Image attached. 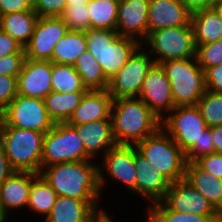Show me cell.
<instances>
[{
    "mask_svg": "<svg viewBox=\"0 0 222 222\" xmlns=\"http://www.w3.org/2000/svg\"><path fill=\"white\" fill-rule=\"evenodd\" d=\"M195 58L203 71L222 64V39L207 44L196 45Z\"/></svg>",
    "mask_w": 222,
    "mask_h": 222,
    "instance_id": "cell-36",
    "label": "cell"
},
{
    "mask_svg": "<svg viewBox=\"0 0 222 222\" xmlns=\"http://www.w3.org/2000/svg\"><path fill=\"white\" fill-rule=\"evenodd\" d=\"M191 25L196 45L222 39V19L212 7L191 13Z\"/></svg>",
    "mask_w": 222,
    "mask_h": 222,
    "instance_id": "cell-25",
    "label": "cell"
},
{
    "mask_svg": "<svg viewBox=\"0 0 222 222\" xmlns=\"http://www.w3.org/2000/svg\"><path fill=\"white\" fill-rule=\"evenodd\" d=\"M85 51H87L85 32L68 30L55 44L51 62L74 66L77 58Z\"/></svg>",
    "mask_w": 222,
    "mask_h": 222,
    "instance_id": "cell-27",
    "label": "cell"
},
{
    "mask_svg": "<svg viewBox=\"0 0 222 222\" xmlns=\"http://www.w3.org/2000/svg\"><path fill=\"white\" fill-rule=\"evenodd\" d=\"M14 172L9 164L3 146L0 144V186Z\"/></svg>",
    "mask_w": 222,
    "mask_h": 222,
    "instance_id": "cell-45",
    "label": "cell"
},
{
    "mask_svg": "<svg viewBox=\"0 0 222 222\" xmlns=\"http://www.w3.org/2000/svg\"><path fill=\"white\" fill-rule=\"evenodd\" d=\"M186 8L194 13L198 10H203L206 8H211L216 0H180Z\"/></svg>",
    "mask_w": 222,
    "mask_h": 222,
    "instance_id": "cell-46",
    "label": "cell"
},
{
    "mask_svg": "<svg viewBox=\"0 0 222 222\" xmlns=\"http://www.w3.org/2000/svg\"><path fill=\"white\" fill-rule=\"evenodd\" d=\"M161 128L185 153L208 128L196 105L176 106L161 120Z\"/></svg>",
    "mask_w": 222,
    "mask_h": 222,
    "instance_id": "cell-10",
    "label": "cell"
},
{
    "mask_svg": "<svg viewBox=\"0 0 222 222\" xmlns=\"http://www.w3.org/2000/svg\"><path fill=\"white\" fill-rule=\"evenodd\" d=\"M169 80L174 105H196L207 91L205 74L196 58L167 60L160 63Z\"/></svg>",
    "mask_w": 222,
    "mask_h": 222,
    "instance_id": "cell-6",
    "label": "cell"
},
{
    "mask_svg": "<svg viewBox=\"0 0 222 222\" xmlns=\"http://www.w3.org/2000/svg\"><path fill=\"white\" fill-rule=\"evenodd\" d=\"M89 160L66 162L45 167L40 174L58 196L78 200H99L106 182L100 166Z\"/></svg>",
    "mask_w": 222,
    "mask_h": 222,
    "instance_id": "cell-1",
    "label": "cell"
},
{
    "mask_svg": "<svg viewBox=\"0 0 222 222\" xmlns=\"http://www.w3.org/2000/svg\"><path fill=\"white\" fill-rule=\"evenodd\" d=\"M51 74L52 91L60 93L88 91L83 86L81 76L72 65L52 63Z\"/></svg>",
    "mask_w": 222,
    "mask_h": 222,
    "instance_id": "cell-33",
    "label": "cell"
},
{
    "mask_svg": "<svg viewBox=\"0 0 222 222\" xmlns=\"http://www.w3.org/2000/svg\"><path fill=\"white\" fill-rule=\"evenodd\" d=\"M149 0H119L116 32L140 43L148 36Z\"/></svg>",
    "mask_w": 222,
    "mask_h": 222,
    "instance_id": "cell-16",
    "label": "cell"
},
{
    "mask_svg": "<svg viewBox=\"0 0 222 222\" xmlns=\"http://www.w3.org/2000/svg\"><path fill=\"white\" fill-rule=\"evenodd\" d=\"M89 0H67V5H87Z\"/></svg>",
    "mask_w": 222,
    "mask_h": 222,
    "instance_id": "cell-50",
    "label": "cell"
},
{
    "mask_svg": "<svg viewBox=\"0 0 222 222\" xmlns=\"http://www.w3.org/2000/svg\"><path fill=\"white\" fill-rule=\"evenodd\" d=\"M184 179L222 215V179L202 169L196 162H187Z\"/></svg>",
    "mask_w": 222,
    "mask_h": 222,
    "instance_id": "cell-23",
    "label": "cell"
},
{
    "mask_svg": "<svg viewBox=\"0 0 222 222\" xmlns=\"http://www.w3.org/2000/svg\"><path fill=\"white\" fill-rule=\"evenodd\" d=\"M10 54H25L24 46L0 29V58Z\"/></svg>",
    "mask_w": 222,
    "mask_h": 222,
    "instance_id": "cell-42",
    "label": "cell"
},
{
    "mask_svg": "<svg viewBox=\"0 0 222 222\" xmlns=\"http://www.w3.org/2000/svg\"><path fill=\"white\" fill-rule=\"evenodd\" d=\"M135 146L150 166L159 169L171 183L185 178V153L161 127Z\"/></svg>",
    "mask_w": 222,
    "mask_h": 222,
    "instance_id": "cell-5",
    "label": "cell"
},
{
    "mask_svg": "<svg viewBox=\"0 0 222 222\" xmlns=\"http://www.w3.org/2000/svg\"><path fill=\"white\" fill-rule=\"evenodd\" d=\"M191 22V12L180 0H149L148 34L157 29L179 27Z\"/></svg>",
    "mask_w": 222,
    "mask_h": 222,
    "instance_id": "cell-19",
    "label": "cell"
},
{
    "mask_svg": "<svg viewBox=\"0 0 222 222\" xmlns=\"http://www.w3.org/2000/svg\"><path fill=\"white\" fill-rule=\"evenodd\" d=\"M31 183V172L14 171L0 186V204L7 212L28 205Z\"/></svg>",
    "mask_w": 222,
    "mask_h": 222,
    "instance_id": "cell-24",
    "label": "cell"
},
{
    "mask_svg": "<svg viewBox=\"0 0 222 222\" xmlns=\"http://www.w3.org/2000/svg\"><path fill=\"white\" fill-rule=\"evenodd\" d=\"M91 160L86 154L76 129L65 123H55L45 133L41 157V171L50 165Z\"/></svg>",
    "mask_w": 222,
    "mask_h": 222,
    "instance_id": "cell-8",
    "label": "cell"
},
{
    "mask_svg": "<svg viewBox=\"0 0 222 222\" xmlns=\"http://www.w3.org/2000/svg\"><path fill=\"white\" fill-rule=\"evenodd\" d=\"M212 8L216 11L219 17L222 19V0H216L212 5Z\"/></svg>",
    "mask_w": 222,
    "mask_h": 222,
    "instance_id": "cell-49",
    "label": "cell"
},
{
    "mask_svg": "<svg viewBox=\"0 0 222 222\" xmlns=\"http://www.w3.org/2000/svg\"><path fill=\"white\" fill-rule=\"evenodd\" d=\"M33 10V0H0V16Z\"/></svg>",
    "mask_w": 222,
    "mask_h": 222,
    "instance_id": "cell-44",
    "label": "cell"
},
{
    "mask_svg": "<svg viewBox=\"0 0 222 222\" xmlns=\"http://www.w3.org/2000/svg\"><path fill=\"white\" fill-rule=\"evenodd\" d=\"M68 31L60 17H39L29 43L24 47L26 58L51 61L54 46Z\"/></svg>",
    "mask_w": 222,
    "mask_h": 222,
    "instance_id": "cell-12",
    "label": "cell"
},
{
    "mask_svg": "<svg viewBox=\"0 0 222 222\" xmlns=\"http://www.w3.org/2000/svg\"><path fill=\"white\" fill-rule=\"evenodd\" d=\"M113 97L107 90H88L74 110L68 125H81L91 121L111 119Z\"/></svg>",
    "mask_w": 222,
    "mask_h": 222,
    "instance_id": "cell-20",
    "label": "cell"
},
{
    "mask_svg": "<svg viewBox=\"0 0 222 222\" xmlns=\"http://www.w3.org/2000/svg\"><path fill=\"white\" fill-rule=\"evenodd\" d=\"M60 18L69 31H87L90 29V17L87 5H66Z\"/></svg>",
    "mask_w": 222,
    "mask_h": 222,
    "instance_id": "cell-35",
    "label": "cell"
},
{
    "mask_svg": "<svg viewBox=\"0 0 222 222\" xmlns=\"http://www.w3.org/2000/svg\"><path fill=\"white\" fill-rule=\"evenodd\" d=\"M67 0H33V10L39 17H60Z\"/></svg>",
    "mask_w": 222,
    "mask_h": 222,
    "instance_id": "cell-38",
    "label": "cell"
},
{
    "mask_svg": "<svg viewBox=\"0 0 222 222\" xmlns=\"http://www.w3.org/2000/svg\"><path fill=\"white\" fill-rule=\"evenodd\" d=\"M25 59V54H10L0 58V76L10 75L18 77L22 71Z\"/></svg>",
    "mask_w": 222,
    "mask_h": 222,
    "instance_id": "cell-40",
    "label": "cell"
},
{
    "mask_svg": "<svg viewBox=\"0 0 222 222\" xmlns=\"http://www.w3.org/2000/svg\"><path fill=\"white\" fill-rule=\"evenodd\" d=\"M99 200H78L67 196H58L53 208L44 222H90L92 216L102 208Z\"/></svg>",
    "mask_w": 222,
    "mask_h": 222,
    "instance_id": "cell-22",
    "label": "cell"
},
{
    "mask_svg": "<svg viewBox=\"0 0 222 222\" xmlns=\"http://www.w3.org/2000/svg\"><path fill=\"white\" fill-rule=\"evenodd\" d=\"M204 74L207 91L222 93V64L207 68Z\"/></svg>",
    "mask_w": 222,
    "mask_h": 222,
    "instance_id": "cell-43",
    "label": "cell"
},
{
    "mask_svg": "<svg viewBox=\"0 0 222 222\" xmlns=\"http://www.w3.org/2000/svg\"><path fill=\"white\" fill-rule=\"evenodd\" d=\"M7 216H8V212L0 204V222H6Z\"/></svg>",
    "mask_w": 222,
    "mask_h": 222,
    "instance_id": "cell-51",
    "label": "cell"
},
{
    "mask_svg": "<svg viewBox=\"0 0 222 222\" xmlns=\"http://www.w3.org/2000/svg\"><path fill=\"white\" fill-rule=\"evenodd\" d=\"M141 44L149 46L147 48L150 49L147 51L151 56H156L153 58L156 64L167 60L189 59L196 56V44L191 22L185 26L167 27L150 32Z\"/></svg>",
    "mask_w": 222,
    "mask_h": 222,
    "instance_id": "cell-7",
    "label": "cell"
},
{
    "mask_svg": "<svg viewBox=\"0 0 222 222\" xmlns=\"http://www.w3.org/2000/svg\"><path fill=\"white\" fill-rule=\"evenodd\" d=\"M202 169L222 179V154L211 153L195 161Z\"/></svg>",
    "mask_w": 222,
    "mask_h": 222,
    "instance_id": "cell-41",
    "label": "cell"
},
{
    "mask_svg": "<svg viewBox=\"0 0 222 222\" xmlns=\"http://www.w3.org/2000/svg\"><path fill=\"white\" fill-rule=\"evenodd\" d=\"M45 133L0 126V144L14 171L40 174Z\"/></svg>",
    "mask_w": 222,
    "mask_h": 222,
    "instance_id": "cell-4",
    "label": "cell"
},
{
    "mask_svg": "<svg viewBox=\"0 0 222 222\" xmlns=\"http://www.w3.org/2000/svg\"><path fill=\"white\" fill-rule=\"evenodd\" d=\"M119 0H89L91 29L116 30Z\"/></svg>",
    "mask_w": 222,
    "mask_h": 222,
    "instance_id": "cell-31",
    "label": "cell"
},
{
    "mask_svg": "<svg viewBox=\"0 0 222 222\" xmlns=\"http://www.w3.org/2000/svg\"><path fill=\"white\" fill-rule=\"evenodd\" d=\"M148 209L147 222H222V215H200L176 212L168 209L161 201Z\"/></svg>",
    "mask_w": 222,
    "mask_h": 222,
    "instance_id": "cell-32",
    "label": "cell"
},
{
    "mask_svg": "<svg viewBox=\"0 0 222 222\" xmlns=\"http://www.w3.org/2000/svg\"><path fill=\"white\" fill-rule=\"evenodd\" d=\"M215 153V146L213 143V137L211 128L208 127L202 132V136L198 142H195L186 152V161L195 162L202 156Z\"/></svg>",
    "mask_w": 222,
    "mask_h": 222,
    "instance_id": "cell-37",
    "label": "cell"
},
{
    "mask_svg": "<svg viewBox=\"0 0 222 222\" xmlns=\"http://www.w3.org/2000/svg\"><path fill=\"white\" fill-rule=\"evenodd\" d=\"M51 61H35L26 58L17 77V93L20 96L44 99L51 91Z\"/></svg>",
    "mask_w": 222,
    "mask_h": 222,
    "instance_id": "cell-15",
    "label": "cell"
},
{
    "mask_svg": "<svg viewBox=\"0 0 222 222\" xmlns=\"http://www.w3.org/2000/svg\"><path fill=\"white\" fill-rule=\"evenodd\" d=\"M58 195L41 174L32 173V183L27 207L40 215L50 213Z\"/></svg>",
    "mask_w": 222,
    "mask_h": 222,
    "instance_id": "cell-30",
    "label": "cell"
},
{
    "mask_svg": "<svg viewBox=\"0 0 222 222\" xmlns=\"http://www.w3.org/2000/svg\"><path fill=\"white\" fill-rule=\"evenodd\" d=\"M18 95L17 77L10 75L0 76V113Z\"/></svg>",
    "mask_w": 222,
    "mask_h": 222,
    "instance_id": "cell-39",
    "label": "cell"
},
{
    "mask_svg": "<svg viewBox=\"0 0 222 222\" xmlns=\"http://www.w3.org/2000/svg\"><path fill=\"white\" fill-rule=\"evenodd\" d=\"M73 126L82 140L86 154L92 159L101 150L105 154L117 144L112 133L111 119L91 121L89 123ZM104 150V151H103Z\"/></svg>",
    "mask_w": 222,
    "mask_h": 222,
    "instance_id": "cell-21",
    "label": "cell"
},
{
    "mask_svg": "<svg viewBox=\"0 0 222 222\" xmlns=\"http://www.w3.org/2000/svg\"><path fill=\"white\" fill-rule=\"evenodd\" d=\"M134 167L136 169V193L150 199L152 203L161 201L171 182L159 169L150 166L148 159L137 151L135 145Z\"/></svg>",
    "mask_w": 222,
    "mask_h": 222,
    "instance_id": "cell-17",
    "label": "cell"
},
{
    "mask_svg": "<svg viewBox=\"0 0 222 222\" xmlns=\"http://www.w3.org/2000/svg\"><path fill=\"white\" fill-rule=\"evenodd\" d=\"M103 157L105 172L113 180L122 182L131 193H136V169L134 167V145H116Z\"/></svg>",
    "mask_w": 222,
    "mask_h": 222,
    "instance_id": "cell-18",
    "label": "cell"
},
{
    "mask_svg": "<svg viewBox=\"0 0 222 222\" xmlns=\"http://www.w3.org/2000/svg\"><path fill=\"white\" fill-rule=\"evenodd\" d=\"M44 99L17 95L0 113V126H12L46 133L54 126Z\"/></svg>",
    "mask_w": 222,
    "mask_h": 222,
    "instance_id": "cell-9",
    "label": "cell"
},
{
    "mask_svg": "<svg viewBox=\"0 0 222 222\" xmlns=\"http://www.w3.org/2000/svg\"><path fill=\"white\" fill-rule=\"evenodd\" d=\"M39 16L34 10L0 16V29L21 43H29Z\"/></svg>",
    "mask_w": 222,
    "mask_h": 222,
    "instance_id": "cell-26",
    "label": "cell"
},
{
    "mask_svg": "<svg viewBox=\"0 0 222 222\" xmlns=\"http://www.w3.org/2000/svg\"><path fill=\"white\" fill-rule=\"evenodd\" d=\"M144 49L141 44L127 63L109 80L107 91L113 99L139 96L147 72L154 64L152 56Z\"/></svg>",
    "mask_w": 222,
    "mask_h": 222,
    "instance_id": "cell-11",
    "label": "cell"
},
{
    "mask_svg": "<svg viewBox=\"0 0 222 222\" xmlns=\"http://www.w3.org/2000/svg\"><path fill=\"white\" fill-rule=\"evenodd\" d=\"M213 143L215 146V153L222 154V124L211 127Z\"/></svg>",
    "mask_w": 222,
    "mask_h": 222,
    "instance_id": "cell-47",
    "label": "cell"
},
{
    "mask_svg": "<svg viewBox=\"0 0 222 222\" xmlns=\"http://www.w3.org/2000/svg\"><path fill=\"white\" fill-rule=\"evenodd\" d=\"M196 106L208 127L222 124V93L206 91Z\"/></svg>",
    "mask_w": 222,
    "mask_h": 222,
    "instance_id": "cell-34",
    "label": "cell"
},
{
    "mask_svg": "<svg viewBox=\"0 0 222 222\" xmlns=\"http://www.w3.org/2000/svg\"><path fill=\"white\" fill-rule=\"evenodd\" d=\"M87 91L60 93L51 91L45 98V107L54 123H65L79 106Z\"/></svg>",
    "mask_w": 222,
    "mask_h": 222,
    "instance_id": "cell-28",
    "label": "cell"
},
{
    "mask_svg": "<svg viewBox=\"0 0 222 222\" xmlns=\"http://www.w3.org/2000/svg\"><path fill=\"white\" fill-rule=\"evenodd\" d=\"M110 118L117 145H136L161 127V120L139 97L113 99Z\"/></svg>",
    "mask_w": 222,
    "mask_h": 222,
    "instance_id": "cell-2",
    "label": "cell"
},
{
    "mask_svg": "<svg viewBox=\"0 0 222 222\" xmlns=\"http://www.w3.org/2000/svg\"><path fill=\"white\" fill-rule=\"evenodd\" d=\"M90 222H114L111 217L108 216L105 210H98L91 218Z\"/></svg>",
    "mask_w": 222,
    "mask_h": 222,
    "instance_id": "cell-48",
    "label": "cell"
},
{
    "mask_svg": "<svg viewBox=\"0 0 222 222\" xmlns=\"http://www.w3.org/2000/svg\"><path fill=\"white\" fill-rule=\"evenodd\" d=\"M87 51L100 63L104 76L110 80L128 61L141 43L120 36L116 30L88 29L85 31Z\"/></svg>",
    "mask_w": 222,
    "mask_h": 222,
    "instance_id": "cell-3",
    "label": "cell"
},
{
    "mask_svg": "<svg viewBox=\"0 0 222 222\" xmlns=\"http://www.w3.org/2000/svg\"><path fill=\"white\" fill-rule=\"evenodd\" d=\"M74 67L87 90L108 89L109 80L104 76L100 63L89 51H85L77 58Z\"/></svg>",
    "mask_w": 222,
    "mask_h": 222,
    "instance_id": "cell-29",
    "label": "cell"
},
{
    "mask_svg": "<svg viewBox=\"0 0 222 222\" xmlns=\"http://www.w3.org/2000/svg\"><path fill=\"white\" fill-rule=\"evenodd\" d=\"M138 97L160 120L175 107L169 80L160 64L154 63L148 70Z\"/></svg>",
    "mask_w": 222,
    "mask_h": 222,
    "instance_id": "cell-13",
    "label": "cell"
},
{
    "mask_svg": "<svg viewBox=\"0 0 222 222\" xmlns=\"http://www.w3.org/2000/svg\"><path fill=\"white\" fill-rule=\"evenodd\" d=\"M161 202L170 210L200 215H221L213 205L185 179L170 184Z\"/></svg>",
    "mask_w": 222,
    "mask_h": 222,
    "instance_id": "cell-14",
    "label": "cell"
}]
</instances>
